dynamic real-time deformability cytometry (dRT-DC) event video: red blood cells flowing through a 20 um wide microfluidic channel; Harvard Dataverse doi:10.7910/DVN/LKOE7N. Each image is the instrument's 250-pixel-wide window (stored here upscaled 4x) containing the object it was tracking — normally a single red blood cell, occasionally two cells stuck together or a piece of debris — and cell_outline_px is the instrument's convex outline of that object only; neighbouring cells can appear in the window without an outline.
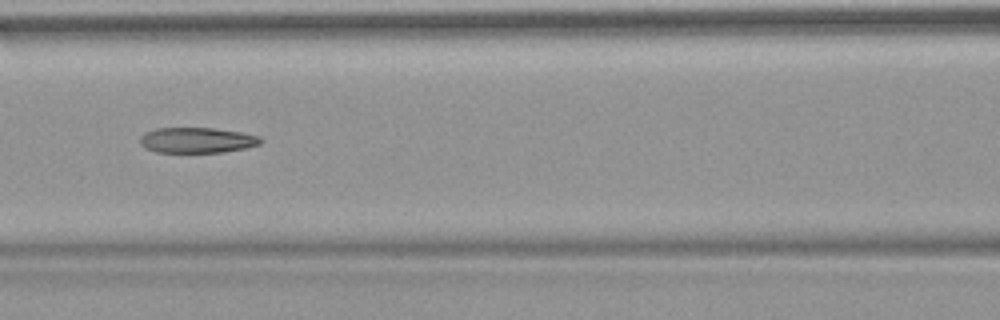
{"species": "common noctule bat (a hibernating species)", "species_latin": "Nyctalus noctula", "temperature_condition": "warm", "stored_images_in_passage": 52, "camera_frame_rate_fps": 3000, "um_per_image_px": 0.085, "animal": {"sex": "female", "body_mass_g": 18.4}, "frame": {"image": 1, "passage_image": 23, "time_ms": 7.333, "image_size_px": [1000, 320], "cell_outline_px": [[264, 140], [260, 144], [244, 148], [224, 152], [156, 152], [144, 148], [140, 144], [140, 136], [144, 132], [156, 128], [212, 128], [240, 132], [260, 136]], "centroid_in_image_um": [16.72, 11.91], "position_along_channel_um": 149.9, "area_um2": 17.98}, "authors_computed_cell_mechanics": {"area_um2": 19.5653, "velocity_mm_per_s": 3.8315, "shape_relaxation_time_tau1_ms": null, "shape_relaxation_time_tau2_ms": 3.5597, "deformation_change_tau1": null, "deformation_change_tau2": 0.1378}}